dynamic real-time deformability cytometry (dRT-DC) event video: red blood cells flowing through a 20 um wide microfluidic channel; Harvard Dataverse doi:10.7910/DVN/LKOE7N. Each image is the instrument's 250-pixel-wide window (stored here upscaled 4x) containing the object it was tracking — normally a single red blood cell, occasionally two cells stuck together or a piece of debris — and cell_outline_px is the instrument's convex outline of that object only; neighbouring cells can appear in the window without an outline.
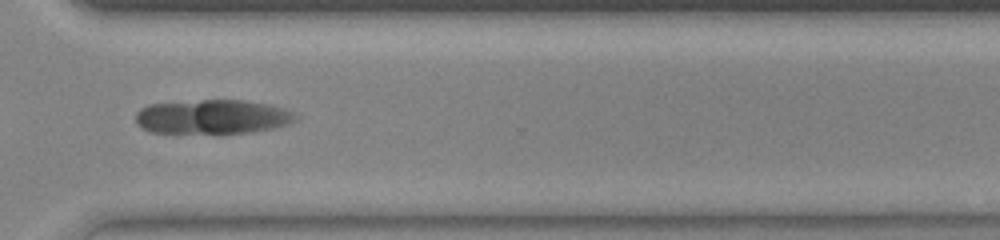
{"species": "common noctule bat (a hibernating species)", "species_latin": "Nyctalus noctula", "temperature_condition": "warm", "stored_images_in_passage": 34, "camera_frame_rate_fps": 3000, "um_per_image_px": 0.085, "animal": {"sex": "female", "body_mass_g": 23.0, "forearm_length_mm": 53.4}, "frame": {"image": 1, "passage_image": 24, "time_ms": 7.667, "image_size_px": [1000, 240], "cell_outline_px": [[300, 116], [292, 124], [272, 128], [248, 132], [148, 132], [140, 128], [136, 124], [136, 112], [140, 108], [148, 104], [204, 100], [248, 100], [268, 104], [284, 108]], "centroid_in_image_um": [18.07, 9.91], "position_along_channel_um": 352.5, "area_um2": 31.91}}